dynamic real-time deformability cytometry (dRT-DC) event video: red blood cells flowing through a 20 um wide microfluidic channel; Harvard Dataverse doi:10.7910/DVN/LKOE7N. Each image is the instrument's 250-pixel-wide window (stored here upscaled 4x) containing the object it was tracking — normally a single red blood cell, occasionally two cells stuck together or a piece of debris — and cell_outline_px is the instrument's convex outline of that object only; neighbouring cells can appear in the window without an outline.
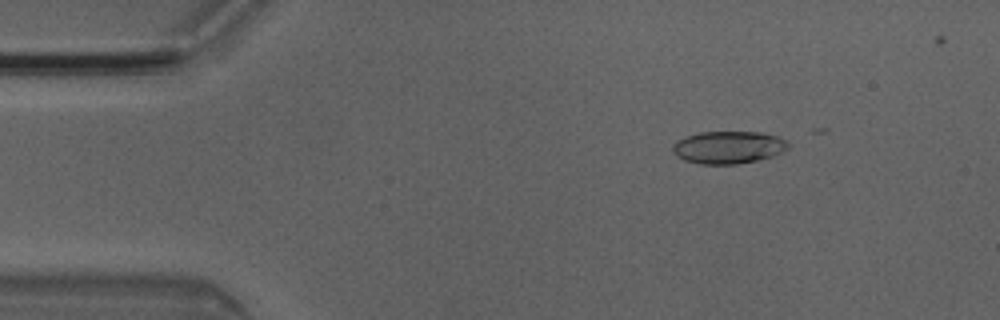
{"species": "Egyptian fruit bat (a non-hibernating species)", "species_latin": "Rousettus aegyptiacus", "temperature_condition": "room temperature", "stored_images_in_passage": 14, "camera_frame_rate_fps": 3000, "um_per_image_px": 0.085, "animal": {"sex": "male"}, "frame": {"image": 1, "passage_image": 1, "time_ms": 0.0, "image_size_px": [1000, 320], "cell_outline_px": [[792, 144], [788, 148], [772, 156], [756, 160], [736, 164], [700, 164], [684, 160], [676, 156], [672, 152], [672, 144], [676, 140], [684, 136], [700, 132], [760, 132], [780, 136], [788, 140]], "centroid_in_image_um": [61.9, 12.51], "position_along_channel_um": 23.1, "area_um2": 22.2}}
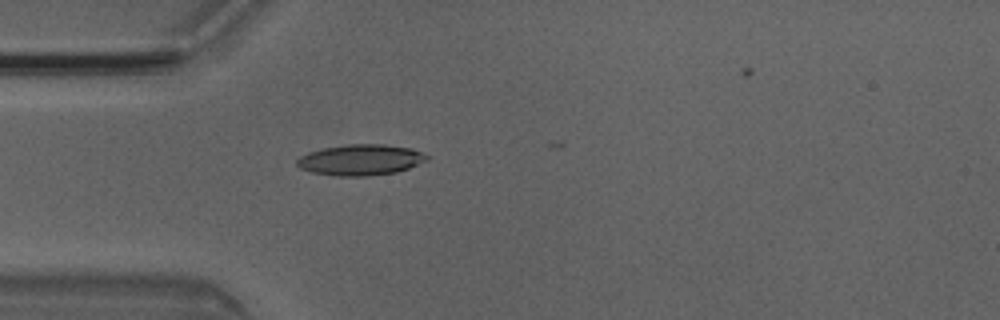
{"frame": {"image": 2, "passage_image": 8, "time_ms": 2.333, "image_size_px": [1000, 320], "cell_outline_px": [[432, 156], [428, 160], [408, 168], [396, 172], [368, 176], [336, 176], [312, 172], [300, 168], [296, 164], [296, 160], [300, 156], [308, 152], [324, 148], [348, 144], [384, 144], [412, 148]], "centroid_in_image_um": [30.68, 13.58], "position_along_channel_um": 54.3, "area_um2": 23.52}}